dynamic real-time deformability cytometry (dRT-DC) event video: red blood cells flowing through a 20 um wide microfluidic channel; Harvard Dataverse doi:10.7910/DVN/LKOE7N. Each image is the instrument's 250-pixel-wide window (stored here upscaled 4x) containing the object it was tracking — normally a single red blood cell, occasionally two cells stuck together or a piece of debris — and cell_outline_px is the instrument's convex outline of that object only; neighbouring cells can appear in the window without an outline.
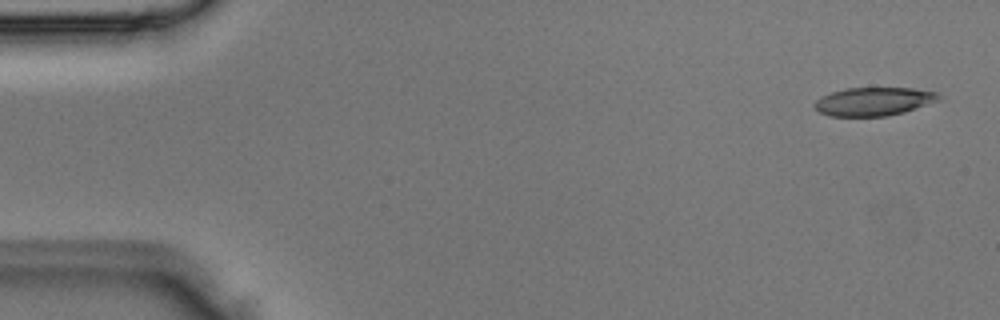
{"species": "Egyptian fruit bat (a non-hibernating species)", "species_latin": "Rousettus aegyptiacus", "temperature_condition": "room temperature", "stored_images_in_passage": 5, "camera_frame_rate_fps": 3000, "um_per_image_px": 0.085, "animal": {"sex": "male"}, "frame": {"image": 1, "passage_image": 1, "time_ms": 0.0, "image_size_px": [1000, 320], "cell_outline_px": [[944, 96], [940, 100], [904, 112], [884, 116], [828, 116], [820, 112], [812, 104], [816, 100], [832, 92], [848, 88], [912, 88], [936, 92]], "centroid_in_image_um": [74.3, 8.62], "position_along_channel_um": 10.7, "area_um2": 20.46}}